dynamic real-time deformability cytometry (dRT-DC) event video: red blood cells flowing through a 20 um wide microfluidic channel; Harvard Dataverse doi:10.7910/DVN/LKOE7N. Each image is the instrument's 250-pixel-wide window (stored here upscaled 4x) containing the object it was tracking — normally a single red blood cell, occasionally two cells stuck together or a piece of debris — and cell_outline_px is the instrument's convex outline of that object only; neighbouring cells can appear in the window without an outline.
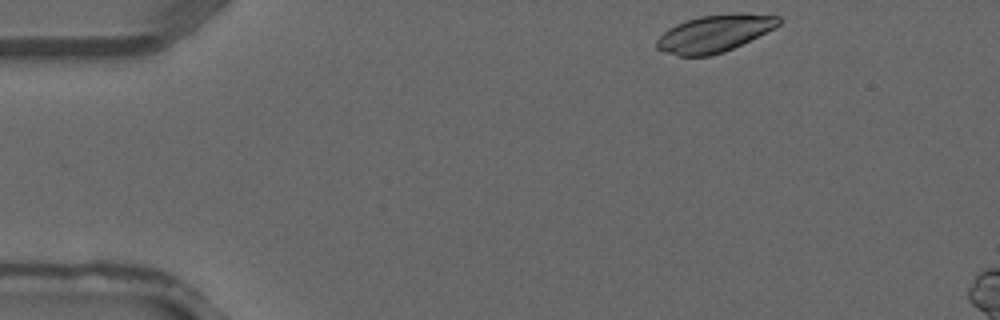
{"species": "common noctule bat (a hibernating species)", "species_latin": "Nyctalus noctula", "temperature_condition": "warm", "stored_images_in_passage": 3, "camera_frame_rate_fps": 3000, "um_per_image_px": 0.085, "animal": {"sex": "male", "forearm_length_mm": 52.5}, "frame": {"image": 1, "passage_image": 1, "time_ms": 0.0, "image_size_px": [1000, 320], "cell_outline_px": [[780, 24], [724, 52], [712, 56], [680, 56], [664, 52], [656, 48], [656, 40], [668, 28], [676, 24], [700, 16], [740, 12], [748, 12], [780, 16]], "centroid_in_image_um": [60.7, 2.83], "position_along_channel_um": 24.3, "area_um2": 26.24}}